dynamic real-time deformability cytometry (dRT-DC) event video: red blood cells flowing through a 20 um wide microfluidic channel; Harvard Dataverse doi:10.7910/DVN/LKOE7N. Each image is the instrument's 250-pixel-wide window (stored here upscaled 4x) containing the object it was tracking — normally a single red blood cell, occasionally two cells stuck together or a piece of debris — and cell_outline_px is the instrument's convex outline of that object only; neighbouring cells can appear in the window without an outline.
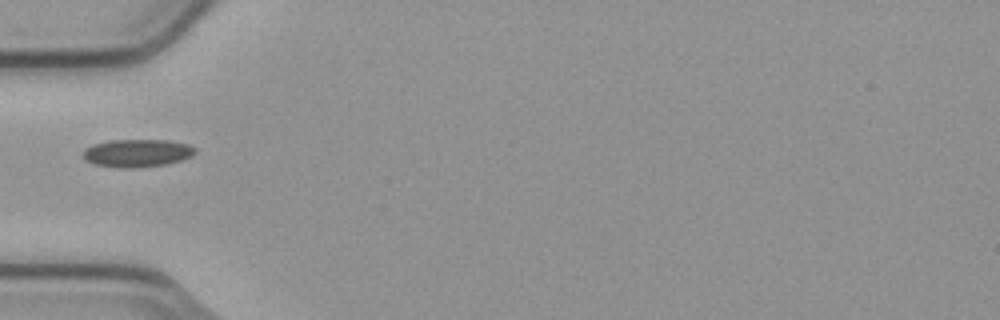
{"species": "common noctule bat (a hibernating species)", "species_latin": "Nyctalus noctula", "temperature_condition": "cold", "stored_images_in_passage": 4, "camera_frame_rate_fps": 3000, "um_per_image_px": 0.085, "animal": {"sex": "male", "body_mass_g": 23.1, "forearm_length_mm": 52.7}, "frame": {"image": 1, "passage_image": 3, "time_ms": 0.667, "image_size_px": [1000, 320], "cell_outline_px": [[196, 152], [192, 156], [180, 160], [164, 164], [132, 168], [128, 168], [92, 164], [84, 160], [84, 148], [92, 144], [108, 140], [168, 140], [188, 144], [196, 148]], "centroid_in_image_um": [11.64, 13.0], "position_along_channel_um": 73.4, "area_um2": 18.15}}
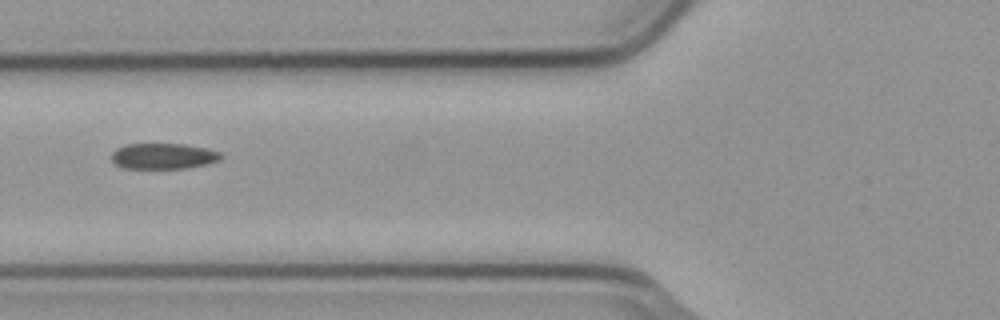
{"frame": {"image": 2, "passage_image": 4, "time_ms": 1.0, "image_size_px": [1000, 320], "cell_outline_px": [[224, 156], [220, 160], [208, 164], [188, 168], [124, 168], [116, 164], [112, 160], [112, 152], [116, 148], [124, 144], [184, 144], [208, 148], [220, 152]], "centroid_in_image_um": [13.92, 13.26], "position_along_channel_um": 111.9, "area_um2": 16.59}}